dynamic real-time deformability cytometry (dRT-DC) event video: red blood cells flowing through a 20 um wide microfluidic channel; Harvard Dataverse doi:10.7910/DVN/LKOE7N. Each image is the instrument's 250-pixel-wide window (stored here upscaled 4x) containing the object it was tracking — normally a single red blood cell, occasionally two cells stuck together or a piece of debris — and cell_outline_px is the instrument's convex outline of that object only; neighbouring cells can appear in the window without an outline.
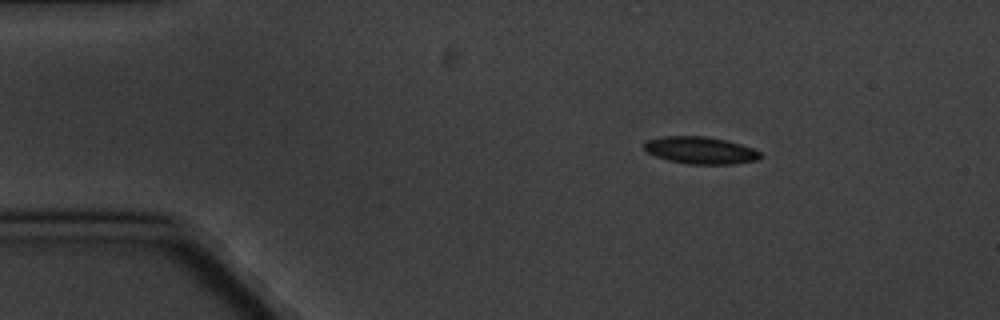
{"species": "common noctule bat (a hibernating species)", "species_latin": "Nyctalus noctula", "temperature_condition": "cold", "stored_images_in_passage": 9, "camera_frame_rate_fps": 3000, "um_per_image_px": 0.085, "animal": {"sex": "male", "body_mass_g": 20.1, "forearm_length_mm": 53.5}, "frame": {"image": 1, "passage_image": 2, "time_ms": 1.0, "image_size_px": [1000, 320], "cell_outline_px": [[764, 156], [760, 160], [732, 164], [688, 164], [668, 160], [656, 156], [648, 152], [644, 148], [644, 144], [648, 140], [664, 136], [704, 136], [728, 140], [752, 148], [760, 152]], "centroid_in_image_um": [59.59, 12.78], "position_along_channel_um": 25.4, "area_um2": 18.44}}
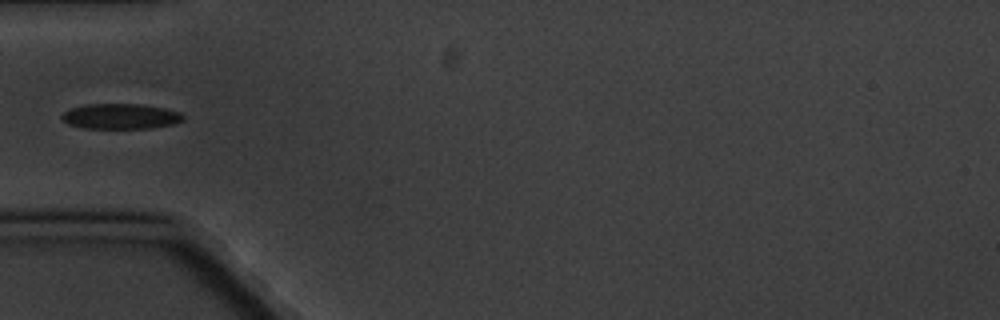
{"frame": {"image": 2, "passage_image": 4, "time_ms": 4.333, "image_size_px": [1000, 320], "cell_outline_px": [[184, 120], [172, 124], [152, 128], [84, 128], [68, 124], [60, 116], [68, 108], [88, 104], [140, 104], [164, 108], [180, 112], [184, 116]], "centroid_in_image_um": [10.24, 9.88], "position_along_channel_um": 74.8, "area_um2": 17.92}}
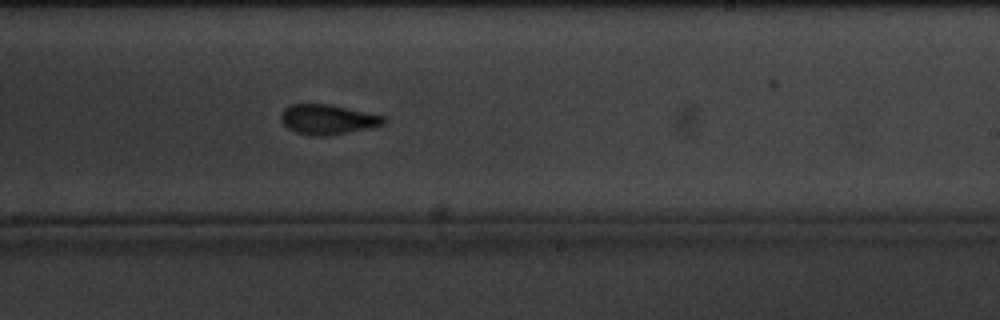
{"frame": {"image": 3, "passage_image": 9, "time_ms": 10.0, "image_size_px": [1000, 320], "cell_outline_px": [[388, 120], [384, 124], [328, 136], [312, 136], [296, 132], [288, 128], [280, 120], [280, 112], [288, 104], [332, 104], [388, 116]], "centroid_in_image_um": [27.86, 10.13], "position_along_channel_um": 261.1, "area_um2": 18.21}}